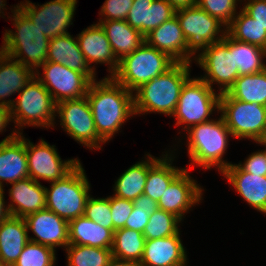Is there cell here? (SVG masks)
I'll use <instances>...</instances> for the list:
<instances>
[{
    "label": "cell",
    "instance_id": "obj_49",
    "mask_svg": "<svg viewBox=\"0 0 266 266\" xmlns=\"http://www.w3.org/2000/svg\"><path fill=\"white\" fill-rule=\"evenodd\" d=\"M4 190L0 187V223L10 216L7 203L5 202Z\"/></svg>",
    "mask_w": 266,
    "mask_h": 266
},
{
    "label": "cell",
    "instance_id": "obj_37",
    "mask_svg": "<svg viewBox=\"0 0 266 266\" xmlns=\"http://www.w3.org/2000/svg\"><path fill=\"white\" fill-rule=\"evenodd\" d=\"M182 221L175 215L161 209L149 216V222L144 228L143 235L146 240L159 239L176 235L181 229Z\"/></svg>",
    "mask_w": 266,
    "mask_h": 266
},
{
    "label": "cell",
    "instance_id": "obj_30",
    "mask_svg": "<svg viewBox=\"0 0 266 266\" xmlns=\"http://www.w3.org/2000/svg\"><path fill=\"white\" fill-rule=\"evenodd\" d=\"M145 159L137 161L122 173L113 185L114 196L126 200H135L143 194L149 168L160 158L150 153L145 154Z\"/></svg>",
    "mask_w": 266,
    "mask_h": 266
},
{
    "label": "cell",
    "instance_id": "obj_11",
    "mask_svg": "<svg viewBox=\"0 0 266 266\" xmlns=\"http://www.w3.org/2000/svg\"><path fill=\"white\" fill-rule=\"evenodd\" d=\"M55 116L66 134L89 150L102 149L106 144L97 134L89 102L85 97L63 100L56 104Z\"/></svg>",
    "mask_w": 266,
    "mask_h": 266
},
{
    "label": "cell",
    "instance_id": "obj_18",
    "mask_svg": "<svg viewBox=\"0 0 266 266\" xmlns=\"http://www.w3.org/2000/svg\"><path fill=\"white\" fill-rule=\"evenodd\" d=\"M0 141V187L29 178L26 138L14 128Z\"/></svg>",
    "mask_w": 266,
    "mask_h": 266
},
{
    "label": "cell",
    "instance_id": "obj_43",
    "mask_svg": "<svg viewBox=\"0 0 266 266\" xmlns=\"http://www.w3.org/2000/svg\"><path fill=\"white\" fill-rule=\"evenodd\" d=\"M238 165L246 172L266 176V156L262 150L251 153L245 160Z\"/></svg>",
    "mask_w": 266,
    "mask_h": 266
},
{
    "label": "cell",
    "instance_id": "obj_50",
    "mask_svg": "<svg viewBox=\"0 0 266 266\" xmlns=\"http://www.w3.org/2000/svg\"><path fill=\"white\" fill-rule=\"evenodd\" d=\"M106 266H140V265L133 261L122 260L112 256V258L108 261Z\"/></svg>",
    "mask_w": 266,
    "mask_h": 266
},
{
    "label": "cell",
    "instance_id": "obj_4",
    "mask_svg": "<svg viewBox=\"0 0 266 266\" xmlns=\"http://www.w3.org/2000/svg\"><path fill=\"white\" fill-rule=\"evenodd\" d=\"M12 15L7 18L13 21L15 32L5 30L1 45L2 52L19 61L34 72L47 62L49 38L45 36L16 5L10 8Z\"/></svg>",
    "mask_w": 266,
    "mask_h": 266
},
{
    "label": "cell",
    "instance_id": "obj_41",
    "mask_svg": "<svg viewBox=\"0 0 266 266\" xmlns=\"http://www.w3.org/2000/svg\"><path fill=\"white\" fill-rule=\"evenodd\" d=\"M133 0H105L98 13L99 21L126 20Z\"/></svg>",
    "mask_w": 266,
    "mask_h": 266
},
{
    "label": "cell",
    "instance_id": "obj_27",
    "mask_svg": "<svg viewBox=\"0 0 266 266\" xmlns=\"http://www.w3.org/2000/svg\"><path fill=\"white\" fill-rule=\"evenodd\" d=\"M24 218L10 215L0 223V259L13 266L30 241Z\"/></svg>",
    "mask_w": 266,
    "mask_h": 266
},
{
    "label": "cell",
    "instance_id": "obj_21",
    "mask_svg": "<svg viewBox=\"0 0 266 266\" xmlns=\"http://www.w3.org/2000/svg\"><path fill=\"white\" fill-rule=\"evenodd\" d=\"M181 231L176 235L145 241L140 266H180L188 260Z\"/></svg>",
    "mask_w": 266,
    "mask_h": 266
},
{
    "label": "cell",
    "instance_id": "obj_13",
    "mask_svg": "<svg viewBox=\"0 0 266 266\" xmlns=\"http://www.w3.org/2000/svg\"><path fill=\"white\" fill-rule=\"evenodd\" d=\"M77 0H51L42 5L23 0L17 6L31 22L49 39L68 35L73 24Z\"/></svg>",
    "mask_w": 266,
    "mask_h": 266
},
{
    "label": "cell",
    "instance_id": "obj_26",
    "mask_svg": "<svg viewBox=\"0 0 266 266\" xmlns=\"http://www.w3.org/2000/svg\"><path fill=\"white\" fill-rule=\"evenodd\" d=\"M35 72L21 64L19 61L0 53V104L7 107L13 105L14 99L10 96L19 93L30 80L33 79ZM8 97V100H6Z\"/></svg>",
    "mask_w": 266,
    "mask_h": 266
},
{
    "label": "cell",
    "instance_id": "obj_5",
    "mask_svg": "<svg viewBox=\"0 0 266 266\" xmlns=\"http://www.w3.org/2000/svg\"><path fill=\"white\" fill-rule=\"evenodd\" d=\"M10 111L14 129L18 134H23V128L26 125L46 129L55 128L56 103L36 77H33L18 93Z\"/></svg>",
    "mask_w": 266,
    "mask_h": 266
},
{
    "label": "cell",
    "instance_id": "obj_6",
    "mask_svg": "<svg viewBox=\"0 0 266 266\" xmlns=\"http://www.w3.org/2000/svg\"><path fill=\"white\" fill-rule=\"evenodd\" d=\"M91 184L81 162L63 179L45 187L46 208L68 222L83 216Z\"/></svg>",
    "mask_w": 266,
    "mask_h": 266
},
{
    "label": "cell",
    "instance_id": "obj_39",
    "mask_svg": "<svg viewBox=\"0 0 266 266\" xmlns=\"http://www.w3.org/2000/svg\"><path fill=\"white\" fill-rule=\"evenodd\" d=\"M238 2L242 4V0H197L196 5L227 28L238 13Z\"/></svg>",
    "mask_w": 266,
    "mask_h": 266
},
{
    "label": "cell",
    "instance_id": "obj_51",
    "mask_svg": "<svg viewBox=\"0 0 266 266\" xmlns=\"http://www.w3.org/2000/svg\"><path fill=\"white\" fill-rule=\"evenodd\" d=\"M256 144L260 145V146H264L265 149L262 151L264 152L265 156H266V137L264 139H260L256 142Z\"/></svg>",
    "mask_w": 266,
    "mask_h": 266
},
{
    "label": "cell",
    "instance_id": "obj_3",
    "mask_svg": "<svg viewBox=\"0 0 266 266\" xmlns=\"http://www.w3.org/2000/svg\"><path fill=\"white\" fill-rule=\"evenodd\" d=\"M184 137H187L186 148L190 163L185 167L189 171L196 165L204 170L216 168L221 174L232 162L224 160L227 152L229 138H233L221 114L218 119L190 127ZM227 161V162H226Z\"/></svg>",
    "mask_w": 266,
    "mask_h": 266
},
{
    "label": "cell",
    "instance_id": "obj_7",
    "mask_svg": "<svg viewBox=\"0 0 266 266\" xmlns=\"http://www.w3.org/2000/svg\"><path fill=\"white\" fill-rule=\"evenodd\" d=\"M175 63L168 54L144 42L133 53L119 61L118 69L112 78L134 92L141 85L166 72Z\"/></svg>",
    "mask_w": 266,
    "mask_h": 266
},
{
    "label": "cell",
    "instance_id": "obj_17",
    "mask_svg": "<svg viewBox=\"0 0 266 266\" xmlns=\"http://www.w3.org/2000/svg\"><path fill=\"white\" fill-rule=\"evenodd\" d=\"M27 230L35 236L29 235V240L34 243L56 249L66 248L69 245V222L51 210L45 208L32 213L24 218Z\"/></svg>",
    "mask_w": 266,
    "mask_h": 266
},
{
    "label": "cell",
    "instance_id": "obj_23",
    "mask_svg": "<svg viewBox=\"0 0 266 266\" xmlns=\"http://www.w3.org/2000/svg\"><path fill=\"white\" fill-rule=\"evenodd\" d=\"M166 0H133L126 22L144 36L175 16Z\"/></svg>",
    "mask_w": 266,
    "mask_h": 266
},
{
    "label": "cell",
    "instance_id": "obj_48",
    "mask_svg": "<svg viewBox=\"0 0 266 266\" xmlns=\"http://www.w3.org/2000/svg\"><path fill=\"white\" fill-rule=\"evenodd\" d=\"M176 11L187 7L196 6L197 0H166Z\"/></svg>",
    "mask_w": 266,
    "mask_h": 266
},
{
    "label": "cell",
    "instance_id": "obj_34",
    "mask_svg": "<svg viewBox=\"0 0 266 266\" xmlns=\"http://www.w3.org/2000/svg\"><path fill=\"white\" fill-rule=\"evenodd\" d=\"M145 241L142 232L128 228L117 229L113 234L112 256L139 264L143 256Z\"/></svg>",
    "mask_w": 266,
    "mask_h": 266
},
{
    "label": "cell",
    "instance_id": "obj_25",
    "mask_svg": "<svg viewBox=\"0 0 266 266\" xmlns=\"http://www.w3.org/2000/svg\"><path fill=\"white\" fill-rule=\"evenodd\" d=\"M47 62L62 64L69 69L86 74L92 81H96V72L87 63L79 48L78 41L73 35H61L49 40Z\"/></svg>",
    "mask_w": 266,
    "mask_h": 266
},
{
    "label": "cell",
    "instance_id": "obj_35",
    "mask_svg": "<svg viewBox=\"0 0 266 266\" xmlns=\"http://www.w3.org/2000/svg\"><path fill=\"white\" fill-rule=\"evenodd\" d=\"M226 32L233 39L266 49V30L242 8L226 28Z\"/></svg>",
    "mask_w": 266,
    "mask_h": 266
},
{
    "label": "cell",
    "instance_id": "obj_20",
    "mask_svg": "<svg viewBox=\"0 0 266 266\" xmlns=\"http://www.w3.org/2000/svg\"><path fill=\"white\" fill-rule=\"evenodd\" d=\"M221 174L248 205L266 215V176L248 173L236 163Z\"/></svg>",
    "mask_w": 266,
    "mask_h": 266
},
{
    "label": "cell",
    "instance_id": "obj_45",
    "mask_svg": "<svg viewBox=\"0 0 266 266\" xmlns=\"http://www.w3.org/2000/svg\"><path fill=\"white\" fill-rule=\"evenodd\" d=\"M154 211L136 209L133 207V211L129 218L125 222V227L138 232L144 231L145 226L149 222V216L152 215Z\"/></svg>",
    "mask_w": 266,
    "mask_h": 266
},
{
    "label": "cell",
    "instance_id": "obj_10",
    "mask_svg": "<svg viewBox=\"0 0 266 266\" xmlns=\"http://www.w3.org/2000/svg\"><path fill=\"white\" fill-rule=\"evenodd\" d=\"M175 15L187 41V63H192L209 45L221 41L226 34L225 26L197 5L177 10Z\"/></svg>",
    "mask_w": 266,
    "mask_h": 266
},
{
    "label": "cell",
    "instance_id": "obj_46",
    "mask_svg": "<svg viewBox=\"0 0 266 266\" xmlns=\"http://www.w3.org/2000/svg\"><path fill=\"white\" fill-rule=\"evenodd\" d=\"M132 202L133 207L139 210L156 211L158 209V203L145 194H141Z\"/></svg>",
    "mask_w": 266,
    "mask_h": 266
},
{
    "label": "cell",
    "instance_id": "obj_12",
    "mask_svg": "<svg viewBox=\"0 0 266 266\" xmlns=\"http://www.w3.org/2000/svg\"><path fill=\"white\" fill-rule=\"evenodd\" d=\"M194 61L205 73L200 78L212 89L217 83L220 94L226 93L239 77L234 52H230V35L227 32L221 41L209 45Z\"/></svg>",
    "mask_w": 266,
    "mask_h": 266
},
{
    "label": "cell",
    "instance_id": "obj_38",
    "mask_svg": "<svg viewBox=\"0 0 266 266\" xmlns=\"http://www.w3.org/2000/svg\"><path fill=\"white\" fill-rule=\"evenodd\" d=\"M56 250L29 241L13 266H55Z\"/></svg>",
    "mask_w": 266,
    "mask_h": 266
},
{
    "label": "cell",
    "instance_id": "obj_40",
    "mask_svg": "<svg viewBox=\"0 0 266 266\" xmlns=\"http://www.w3.org/2000/svg\"><path fill=\"white\" fill-rule=\"evenodd\" d=\"M109 196L102 198H88L84 211V216L104 228L113 232V221L111 216Z\"/></svg>",
    "mask_w": 266,
    "mask_h": 266
},
{
    "label": "cell",
    "instance_id": "obj_28",
    "mask_svg": "<svg viewBox=\"0 0 266 266\" xmlns=\"http://www.w3.org/2000/svg\"><path fill=\"white\" fill-rule=\"evenodd\" d=\"M175 150L164 152L148 170L143 194L157 203L171 182L185 169L173 165Z\"/></svg>",
    "mask_w": 266,
    "mask_h": 266
},
{
    "label": "cell",
    "instance_id": "obj_1",
    "mask_svg": "<svg viewBox=\"0 0 266 266\" xmlns=\"http://www.w3.org/2000/svg\"><path fill=\"white\" fill-rule=\"evenodd\" d=\"M86 98L89 102L98 136L107 143L120 132L122 125L135 116L133 92L112 77L92 81Z\"/></svg>",
    "mask_w": 266,
    "mask_h": 266
},
{
    "label": "cell",
    "instance_id": "obj_19",
    "mask_svg": "<svg viewBox=\"0 0 266 266\" xmlns=\"http://www.w3.org/2000/svg\"><path fill=\"white\" fill-rule=\"evenodd\" d=\"M78 45L87 63L96 72V64H106L108 67L107 72L112 77L119 66V61L115 57L109 40L102 26L99 23L92 24L84 28L76 36ZM92 64H94L92 66Z\"/></svg>",
    "mask_w": 266,
    "mask_h": 266
},
{
    "label": "cell",
    "instance_id": "obj_52",
    "mask_svg": "<svg viewBox=\"0 0 266 266\" xmlns=\"http://www.w3.org/2000/svg\"><path fill=\"white\" fill-rule=\"evenodd\" d=\"M0 266H7V265L0 259Z\"/></svg>",
    "mask_w": 266,
    "mask_h": 266
},
{
    "label": "cell",
    "instance_id": "obj_31",
    "mask_svg": "<svg viewBox=\"0 0 266 266\" xmlns=\"http://www.w3.org/2000/svg\"><path fill=\"white\" fill-rule=\"evenodd\" d=\"M113 234L84 215L69 221V244L111 249Z\"/></svg>",
    "mask_w": 266,
    "mask_h": 266
},
{
    "label": "cell",
    "instance_id": "obj_47",
    "mask_svg": "<svg viewBox=\"0 0 266 266\" xmlns=\"http://www.w3.org/2000/svg\"><path fill=\"white\" fill-rule=\"evenodd\" d=\"M10 122H12L10 107L0 104V134L7 130L6 127Z\"/></svg>",
    "mask_w": 266,
    "mask_h": 266
},
{
    "label": "cell",
    "instance_id": "obj_24",
    "mask_svg": "<svg viewBox=\"0 0 266 266\" xmlns=\"http://www.w3.org/2000/svg\"><path fill=\"white\" fill-rule=\"evenodd\" d=\"M144 37L148 45L168 54L176 62L187 63V41L176 15Z\"/></svg>",
    "mask_w": 266,
    "mask_h": 266
},
{
    "label": "cell",
    "instance_id": "obj_16",
    "mask_svg": "<svg viewBox=\"0 0 266 266\" xmlns=\"http://www.w3.org/2000/svg\"><path fill=\"white\" fill-rule=\"evenodd\" d=\"M188 169H184L167 187L158 201V209L169 212L182 222L185 214L202 203L204 188L194 180Z\"/></svg>",
    "mask_w": 266,
    "mask_h": 266
},
{
    "label": "cell",
    "instance_id": "obj_15",
    "mask_svg": "<svg viewBox=\"0 0 266 266\" xmlns=\"http://www.w3.org/2000/svg\"><path fill=\"white\" fill-rule=\"evenodd\" d=\"M55 147L42 138L37 144L26 138L29 178L36 182H40V179L55 182L63 179L81 162L79 158L63 161Z\"/></svg>",
    "mask_w": 266,
    "mask_h": 266
},
{
    "label": "cell",
    "instance_id": "obj_14",
    "mask_svg": "<svg viewBox=\"0 0 266 266\" xmlns=\"http://www.w3.org/2000/svg\"><path fill=\"white\" fill-rule=\"evenodd\" d=\"M34 77L49 91L56 104L63 100L85 97L92 82L86 74L54 62L42 64L35 71Z\"/></svg>",
    "mask_w": 266,
    "mask_h": 266
},
{
    "label": "cell",
    "instance_id": "obj_22",
    "mask_svg": "<svg viewBox=\"0 0 266 266\" xmlns=\"http://www.w3.org/2000/svg\"><path fill=\"white\" fill-rule=\"evenodd\" d=\"M10 185V203L7 205L10 215L25 218L46 208V191L41 182L26 178Z\"/></svg>",
    "mask_w": 266,
    "mask_h": 266
},
{
    "label": "cell",
    "instance_id": "obj_8",
    "mask_svg": "<svg viewBox=\"0 0 266 266\" xmlns=\"http://www.w3.org/2000/svg\"><path fill=\"white\" fill-rule=\"evenodd\" d=\"M221 94L210 88L200 77L189 78L182 87L178 104L171 117L176 119L175 126L190 127L210 121L213 112L219 114Z\"/></svg>",
    "mask_w": 266,
    "mask_h": 266
},
{
    "label": "cell",
    "instance_id": "obj_29",
    "mask_svg": "<svg viewBox=\"0 0 266 266\" xmlns=\"http://www.w3.org/2000/svg\"><path fill=\"white\" fill-rule=\"evenodd\" d=\"M97 23L104 29L118 61L133 53L145 42L144 35L131 27L126 20L98 21Z\"/></svg>",
    "mask_w": 266,
    "mask_h": 266
},
{
    "label": "cell",
    "instance_id": "obj_9",
    "mask_svg": "<svg viewBox=\"0 0 266 266\" xmlns=\"http://www.w3.org/2000/svg\"><path fill=\"white\" fill-rule=\"evenodd\" d=\"M219 113L233 138L256 143L266 137V106L233 99L226 92L220 96Z\"/></svg>",
    "mask_w": 266,
    "mask_h": 266
},
{
    "label": "cell",
    "instance_id": "obj_33",
    "mask_svg": "<svg viewBox=\"0 0 266 266\" xmlns=\"http://www.w3.org/2000/svg\"><path fill=\"white\" fill-rule=\"evenodd\" d=\"M230 52H234L239 76L251 75L266 69V49L238 41L230 36Z\"/></svg>",
    "mask_w": 266,
    "mask_h": 266
},
{
    "label": "cell",
    "instance_id": "obj_32",
    "mask_svg": "<svg viewBox=\"0 0 266 266\" xmlns=\"http://www.w3.org/2000/svg\"><path fill=\"white\" fill-rule=\"evenodd\" d=\"M227 93L233 99L266 106V69L239 76Z\"/></svg>",
    "mask_w": 266,
    "mask_h": 266
},
{
    "label": "cell",
    "instance_id": "obj_44",
    "mask_svg": "<svg viewBox=\"0 0 266 266\" xmlns=\"http://www.w3.org/2000/svg\"><path fill=\"white\" fill-rule=\"evenodd\" d=\"M242 9L266 30V0H242Z\"/></svg>",
    "mask_w": 266,
    "mask_h": 266
},
{
    "label": "cell",
    "instance_id": "obj_2",
    "mask_svg": "<svg viewBox=\"0 0 266 266\" xmlns=\"http://www.w3.org/2000/svg\"><path fill=\"white\" fill-rule=\"evenodd\" d=\"M192 63L176 62L166 72L133 92L134 113H160L171 117L185 82L191 77Z\"/></svg>",
    "mask_w": 266,
    "mask_h": 266
},
{
    "label": "cell",
    "instance_id": "obj_36",
    "mask_svg": "<svg viewBox=\"0 0 266 266\" xmlns=\"http://www.w3.org/2000/svg\"><path fill=\"white\" fill-rule=\"evenodd\" d=\"M67 266H106L112 258L111 249L69 244L65 249Z\"/></svg>",
    "mask_w": 266,
    "mask_h": 266
},
{
    "label": "cell",
    "instance_id": "obj_42",
    "mask_svg": "<svg viewBox=\"0 0 266 266\" xmlns=\"http://www.w3.org/2000/svg\"><path fill=\"white\" fill-rule=\"evenodd\" d=\"M111 216L113 221V233L115 230L124 228L125 222L133 211V202L118 198L114 195L109 196Z\"/></svg>",
    "mask_w": 266,
    "mask_h": 266
}]
</instances>
